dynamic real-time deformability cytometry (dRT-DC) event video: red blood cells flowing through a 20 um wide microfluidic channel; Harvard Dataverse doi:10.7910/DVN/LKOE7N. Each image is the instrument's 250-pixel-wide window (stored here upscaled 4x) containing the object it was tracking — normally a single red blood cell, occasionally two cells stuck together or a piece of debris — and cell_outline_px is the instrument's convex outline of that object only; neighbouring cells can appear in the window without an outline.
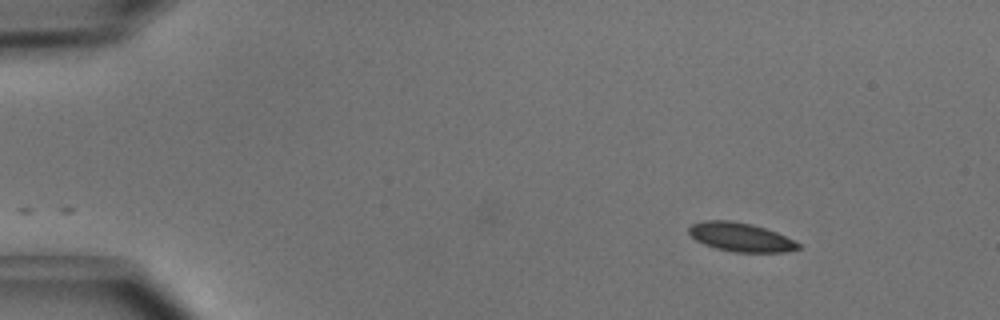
{"species": "common noctule bat (a hibernating species)", "species_latin": "Nyctalus noctula", "temperature_condition": "cold", "stored_images_in_passage": 36, "camera_frame_rate_fps": 3000, "um_per_image_px": 0.085, "animal": {"sex": "male", "body_mass_g": 15.6}, "frame": {"image": 1, "passage_image": 1, "time_ms": 0.0, "image_size_px": [1000, 320], "cell_outline_px": [[804, 248], [784, 252], [732, 252], [716, 248], [704, 244], [696, 240], [688, 232], [688, 228], [692, 224], [704, 220], [732, 220], [752, 224], [776, 232], [800, 244]], "centroid_in_image_um": [62.95, 20.15], "position_along_channel_um": 22.1, "area_um2": 18.38}}
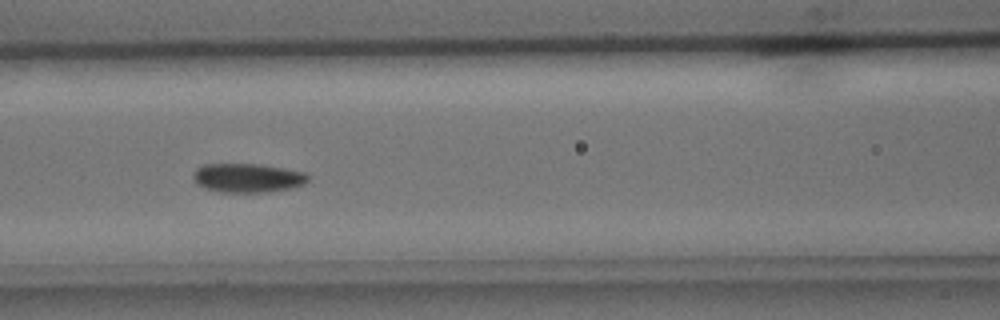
{"frame": {"image": 2, "passage_image": 17, "time_ms": 5.333, "image_size_px": [1000, 320], "cell_outline_px": [[308, 180], [304, 184], [292, 188], [268, 192], [220, 192], [204, 188], [196, 184], [192, 176], [192, 172], [196, 168], [204, 164], [260, 164], [304, 172], [308, 176]], "centroid_in_image_um": [21.0, 15.12], "position_along_channel_um": 145.6, "area_um2": 19.54}}
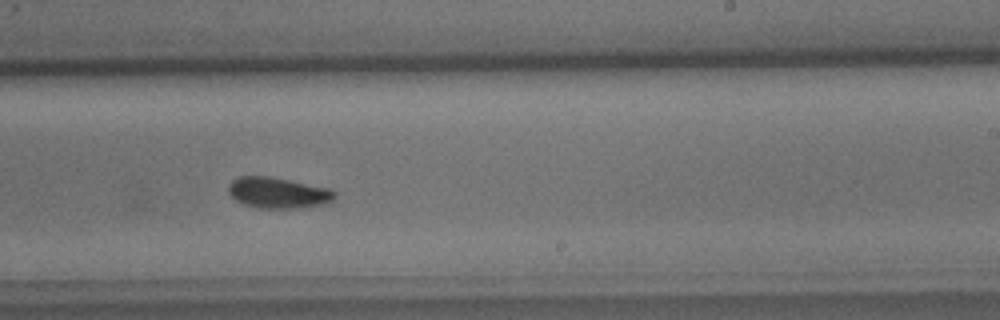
{"frame": {"image": 3, "passage_image": 26, "time_ms": 8.333, "image_size_px": [1000, 320], "cell_outline_px": [[336, 196], [328, 204], [304, 208], [256, 208], [244, 204], [236, 200], [228, 192], [228, 184], [236, 176], [268, 176], [332, 188], [336, 192]], "centroid_in_image_um": [23.67, 16.39], "position_along_channel_um": 265.3, "area_um2": 19.54}, "authors_computed_cell_mechanics": {"area_um2": 18.9873, "velocity_mm_per_s": 3.9978, "shape_relaxation_time_tau1_ms": null, "shape_relaxation_time_tau2_ms": 3.0835, "deformation_change_tau1": null, "deformation_change_tau2": 0.0583}}